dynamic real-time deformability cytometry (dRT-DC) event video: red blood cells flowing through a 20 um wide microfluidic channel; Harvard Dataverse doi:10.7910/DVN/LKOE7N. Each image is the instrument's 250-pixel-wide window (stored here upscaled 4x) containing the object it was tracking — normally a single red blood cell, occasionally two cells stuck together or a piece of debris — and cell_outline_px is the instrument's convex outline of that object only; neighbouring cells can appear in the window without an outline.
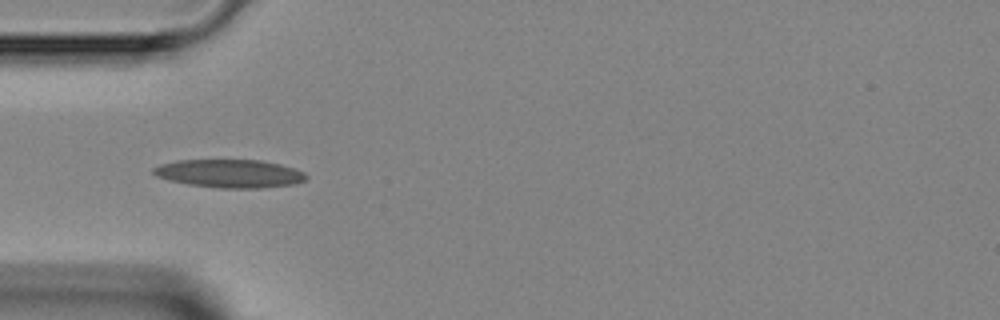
{"species": "Egyptian fruit bat (a non-hibernating species)", "species_latin": "Rousettus aegyptiacus", "temperature_condition": "room temperature", "stored_images_in_passage": 4, "camera_frame_rate_fps": 3000, "um_per_image_px": 0.085, "animal": {"sex": "female"}, "frame": {"image": 1, "passage_image": 4, "time_ms": 3.333, "image_size_px": [1000, 320], "cell_outline_px": [[308, 176], [304, 180], [292, 184], [260, 188], [220, 188], [188, 184], [168, 180], [156, 176], [152, 172], [152, 168], [160, 164], [176, 160], [260, 160], [280, 164], [304, 172]], "centroid_in_image_um": [19.47, 14.74], "position_along_channel_um": 65.5, "area_um2": 25.03}}